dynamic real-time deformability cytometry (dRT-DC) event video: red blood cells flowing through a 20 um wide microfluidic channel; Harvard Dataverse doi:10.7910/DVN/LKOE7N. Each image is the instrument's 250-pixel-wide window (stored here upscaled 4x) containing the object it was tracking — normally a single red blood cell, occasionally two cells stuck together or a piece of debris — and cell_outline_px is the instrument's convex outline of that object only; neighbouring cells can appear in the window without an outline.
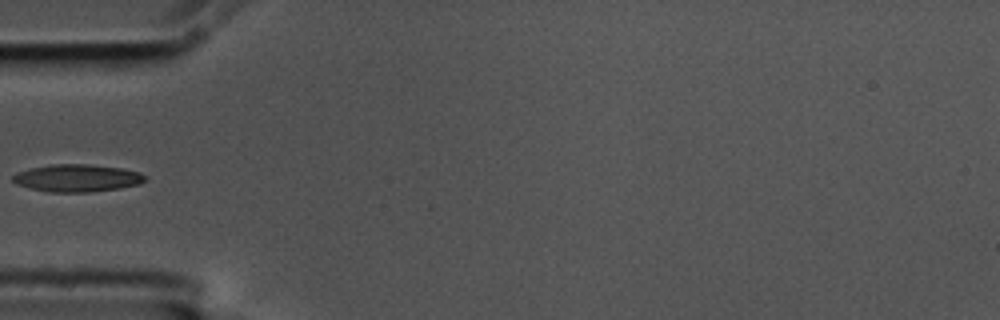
{"species": "common noctule bat (a hibernating species)", "species_latin": "Nyctalus noctula", "temperature_condition": "cold", "stored_images_in_passage": 4, "camera_frame_rate_fps": 3000, "um_per_image_px": 0.085, "animal": {"sex": "male", "body_mass_g": 17.5, "forearm_length_mm": 52.3}, "frame": {"image": 1, "passage_image": 4, "time_ms": 1.0, "image_size_px": [1000, 320], "cell_outline_px": [[148, 176], [140, 184], [120, 188], [88, 192], [48, 192], [16, 184], [12, 180], [12, 176], [16, 172], [32, 168], [52, 164], [88, 164], [120, 168], [140, 172]], "centroid_in_image_um": [6.56, 15.13], "position_along_channel_um": 78.4, "area_um2": 21.1}}